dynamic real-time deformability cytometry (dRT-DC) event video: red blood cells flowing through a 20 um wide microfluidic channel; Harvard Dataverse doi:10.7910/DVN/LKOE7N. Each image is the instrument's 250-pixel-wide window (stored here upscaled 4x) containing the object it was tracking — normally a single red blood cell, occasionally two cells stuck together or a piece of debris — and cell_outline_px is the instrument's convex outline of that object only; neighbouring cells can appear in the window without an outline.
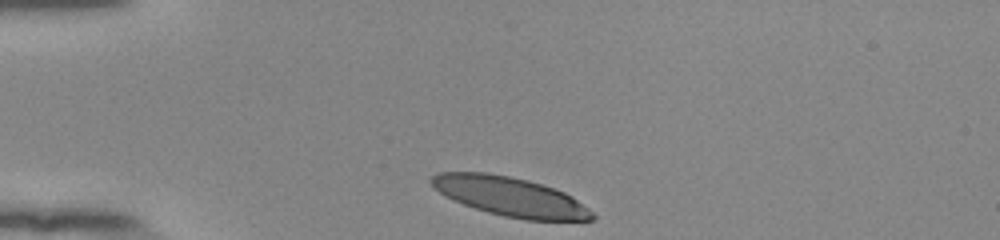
{"species": "human", "species_latin": "Homo sapiens", "temperature_condition": "room temperature", "stored_images_in_passage": 32, "camera_frame_rate_fps": 3000, "um_per_image_px": 0.085, "donor": {"sex": "female"}, "frame": {"image": 1, "passage_image": 1, "time_ms": 0.0, "image_size_px": [1000, 240], "cell_outline_px": [[596, 216], [592, 220], [524, 220], [504, 216], [488, 212], [464, 204], [444, 196], [432, 188], [428, 180], [436, 172], [488, 172], [528, 180], [564, 192], [572, 196], [588, 208]], "centroid_in_image_um": [43.31, 16.7], "position_along_channel_um": 41.7, "area_um2": 36.7}}
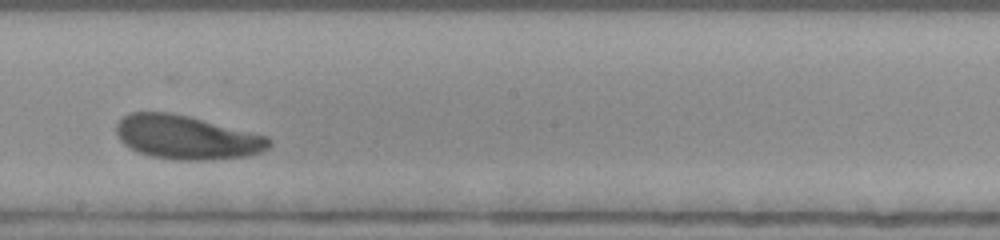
{"frame": {"image": 2, "passage_image": 19, "time_ms": 6.0, "image_size_px": [1000, 240], "cell_outline_px": [[272, 144], [268, 148], [260, 152], [248, 156], [204, 160], [176, 160], [152, 156], [140, 152], [124, 144], [120, 140], [116, 132], [116, 124], [120, 116], [128, 112], [168, 112], [188, 116], [268, 136], [272, 140]], "centroid_in_image_um": [15.85, 11.66], "position_along_channel_um": 232.3, "area_um2": 39.02}}
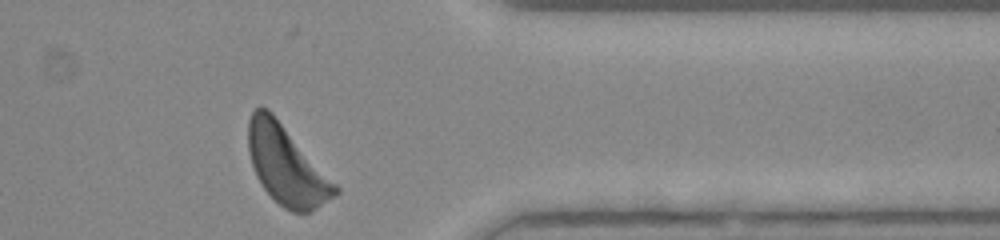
{"frame": {"image": 3, "passage_image": 32, "time_ms": 10.333, "image_size_px": [1000, 240], "cell_outline_px": [[340, 192], [316, 208], [308, 212], [292, 212], [284, 208], [264, 188], [256, 176], [248, 152], [248, 120], [252, 112], [260, 104], [268, 108], [272, 112], [340, 188]], "centroid_in_image_um": [24.33, 14.02], "position_along_channel_um": 387.1, "area_um2": 39.48}, "authors_computed_cell_mechanics": {"area_um2": 38.7838, "velocity_mm_per_s": 3.8208, "shape_relaxation_time_tau1_ms": 2.3234, "shape_relaxation_time_tau2_ms": 3.7883, "deformation_change_tau1": 0.1496, "deformation_change_tau2": 0.1322}}